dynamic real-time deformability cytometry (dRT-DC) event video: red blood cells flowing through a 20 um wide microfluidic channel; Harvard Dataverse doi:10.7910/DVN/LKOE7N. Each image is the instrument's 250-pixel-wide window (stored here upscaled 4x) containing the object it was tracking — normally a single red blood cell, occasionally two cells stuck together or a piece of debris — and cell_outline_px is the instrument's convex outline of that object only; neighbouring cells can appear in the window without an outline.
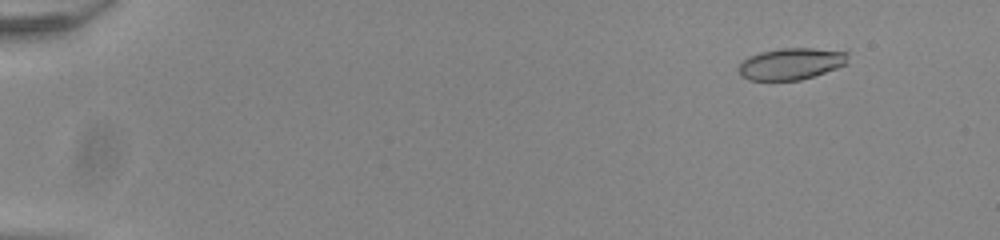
{"species": "common noctule bat (a hibernating species)", "species_latin": "Nyctalus noctula", "temperature_condition": "room temperature", "stored_images_in_passage": 55, "camera_frame_rate_fps": 3000, "um_per_image_px": 0.085, "animal": {"sex": "male", "body_mass_g": 20.0, "forearm_length_mm": 53.3}, "frame": {"image": 1, "passage_image": 6, "time_ms": 1.667, "image_size_px": [1000, 240], "cell_outline_px": [[848, 64], [800, 80], [748, 80], [740, 76], [740, 64], [748, 56], [760, 52], [780, 48], [812, 48], [848, 52]], "centroid_in_image_um": [67.25, 5.41], "position_along_channel_um": 17.8, "area_um2": 20.06}}
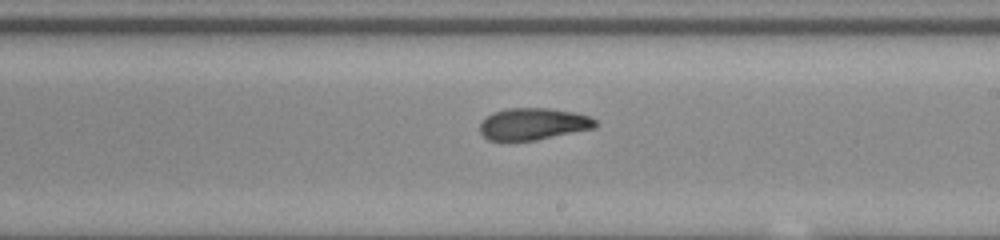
{"frame": {"image": 2, "passage_image": 34, "time_ms": 11.0, "image_size_px": [1000, 240], "cell_outline_px": [[596, 128], [536, 140], [488, 140], [480, 132], [480, 124], [492, 112], [508, 108], [548, 108], [576, 112], [588, 116], [596, 120]], "centroid_in_image_um": [45.35, 10.53], "position_along_channel_um": 243.7, "area_um2": 21.39}}
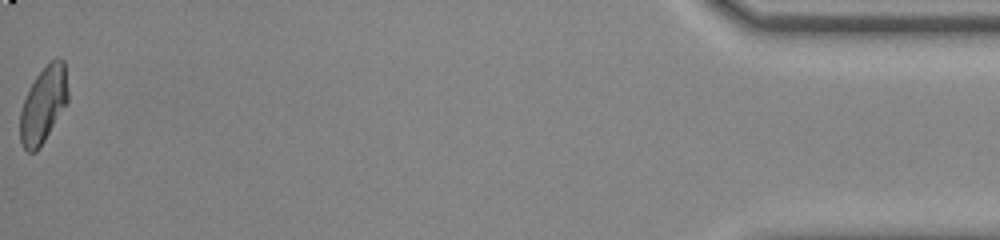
{"frame": {"image": 3, "passage_image": 55, "time_ms": 18.0, "image_size_px": [1000, 240], "cell_outline_px": [[68, 100], [44, 140], [36, 152], [28, 152], [24, 148], [20, 140], [20, 112], [24, 100], [36, 76], [56, 56], [64, 60], [68, 88]], "centroid_in_image_um": [3.69, 8.88], "position_along_channel_um": 431.5, "area_um2": 20.81}, "authors_computed_cell_mechanics": {"area_um2": 21.4438, "velocity_mm_per_s": 3.8956, "shape_relaxation_time_tau1_ms": 8.4933, "shape_relaxation_time_tau2_ms": 3.1015, "deformation_change_tau1": 0.1998, "deformation_change_tau2": 0.0848}}